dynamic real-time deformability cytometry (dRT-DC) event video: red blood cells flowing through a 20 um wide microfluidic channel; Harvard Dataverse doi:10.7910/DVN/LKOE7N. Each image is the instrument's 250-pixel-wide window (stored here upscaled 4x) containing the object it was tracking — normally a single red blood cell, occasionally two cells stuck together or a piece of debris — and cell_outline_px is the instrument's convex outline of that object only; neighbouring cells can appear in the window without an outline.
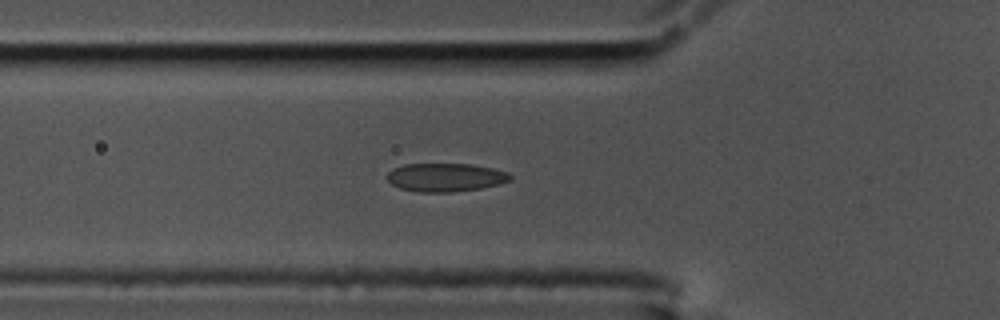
{"species": "common noctule bat (a hibernating species)", "species_latin": "Nyctalus noctula", "temperature_condition": "cold", "stored_images_in_passage": 40, "camera_frame_rate_fps": 3000, "um_per_image_px": 0.085, "animal": {"sex": "male", "body_mass_g": 17.5, "forearm_length_mm": 52.3}, "frame": {"image": 1, "passage_image": 2, "time_ms": 0.333, "image_size_px": [1000, 320], "cell_outline_px": [[512, 180], [480, 188], [452, 192], [420, 192], [400, 188], [392, 184], [388, 180], [388, 172], [404, 164], [468, 164], [492, 168], [508, 172], [512, 176]], "centroid_in_image_um": [37.88, 15.07], "position_along_channel_um": 87.9, "area_um2": 20.11}}
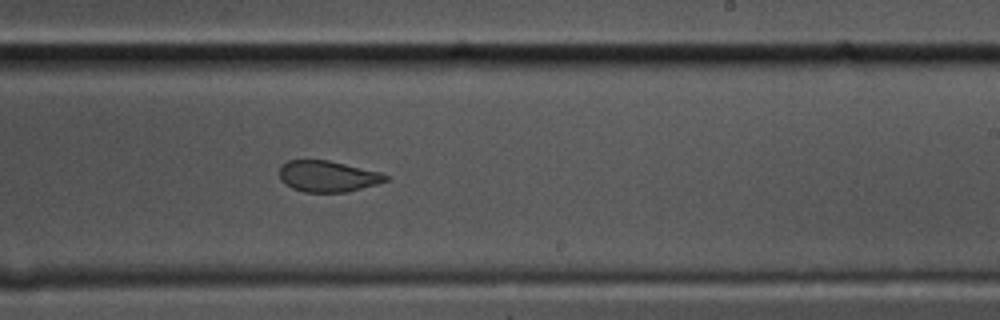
{"frame": {"image": 2, "passage_image": 17, "time_ms": 5.333, "image_size_px": [1000, 320], "cell_outline_px": [[388, 180], [376, 184], [344, 192], [304, 192], [292, 188], [284, 184], [280, 180], [280, 164], [288, 160], [328, 160], [380, 172], [388, 176]], "centroid_in_image_um": [27.8, 14.98], "position_along_channel_um": 261.2, "area_um2": 19.19}}
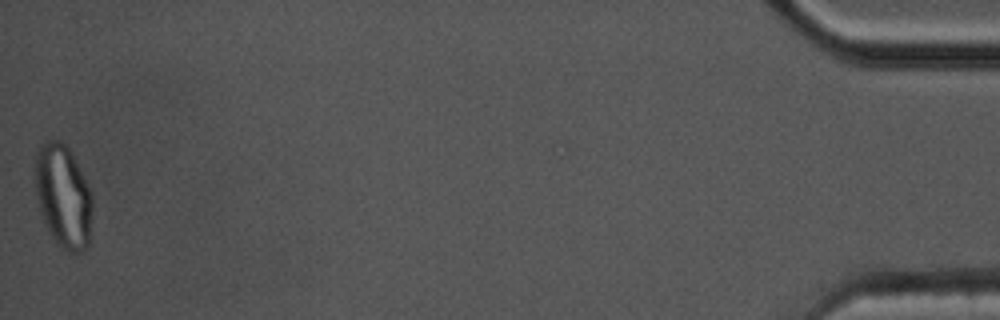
{"frame": {"image": 3, "passage_image": 40, "time_ms": 13.0, "image_size_px": [1000, 320], "cell_outline_px": [[92, 216], [88, 244], [84, 252], [72, 252], [60, 248], [56, 244], [48, 232], [36, 196], [36, 152], [40, 144], [44, 140], [60, 140], [72, 152], [92, 192]], "centroid_in_image_um": [5.39, 16.68], "position_along_channel_um": 429.8, "area_um2": 34.68}}